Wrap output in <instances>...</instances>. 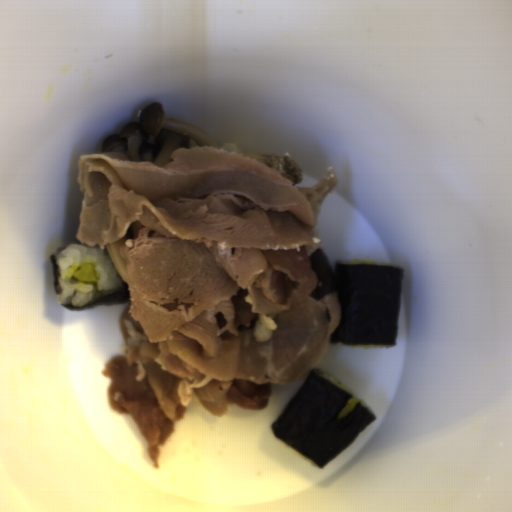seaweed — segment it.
Wrapping results in <instances>:
<instances>
[{"label":"seaweed","mask_w":512,"mask_h":512,"mask_svg":"<svg viewBox=\"0 0 512 512\" xmlns=\"http://www.w3.org/2000/svg\"><path fill=\"white\" fill-rule=\"evenodd\" d=\"M352 395L312 370L271 426L286 442L316 466L323 467L343 452L373 423L375 416L360 402L338 418Z\"/></svg>","instance_id":"obj_1"},{"label":"seaweed","mask_w":512,"mask_h":512,"mask_svg":"<svg viewBox=\"0 0 512 512\" xmlns=\"http://www.w3.org/2000/svg\"><path fill=\"white\" fill-rule=\"evenodd\" d=\"M404 276L397 266L336 263L340 319L330 343L397 345Z\"/></svg>","instance_id":"obj_2"},{"label":"seaweed","mask_w":512,"mask_h":512,"mask_svg":"<svg viewBox=\"0 0 512 512\" xmlns=\"http://www.w3.org/2000/svg\"><path fill=\"white\" fill-rule=\"evenodd\" d=\"M131 294L129 292V286L127 282H122V286L114 291L113 293L106 295L104 297L99 298L98 300L94 301L91 304H88L83 307H76L70 303H60L61 306L68 310L72 311H83V310H90L95 306L99 305H117L121 303H125L129 300Z\"/></svg>","instance_id":"obj_3"},{"label":"seaweed","mask_w":512,"mask_h":512,"mask_svg":"<svg viewBox=\"0 0 512 512\" xmlns=\"http://www.w3.org/2000/svg\"><path fill=\"white\" fill-rule=\"evenodd\" d=\"M50 257V261H51V265L53 267V288H54V291H55V295L57 297V291H58V264H57V260L58 258H56L55 254H51L49 255Z\"/></svg>","instance_id":"obj_4"}]
</instances>
